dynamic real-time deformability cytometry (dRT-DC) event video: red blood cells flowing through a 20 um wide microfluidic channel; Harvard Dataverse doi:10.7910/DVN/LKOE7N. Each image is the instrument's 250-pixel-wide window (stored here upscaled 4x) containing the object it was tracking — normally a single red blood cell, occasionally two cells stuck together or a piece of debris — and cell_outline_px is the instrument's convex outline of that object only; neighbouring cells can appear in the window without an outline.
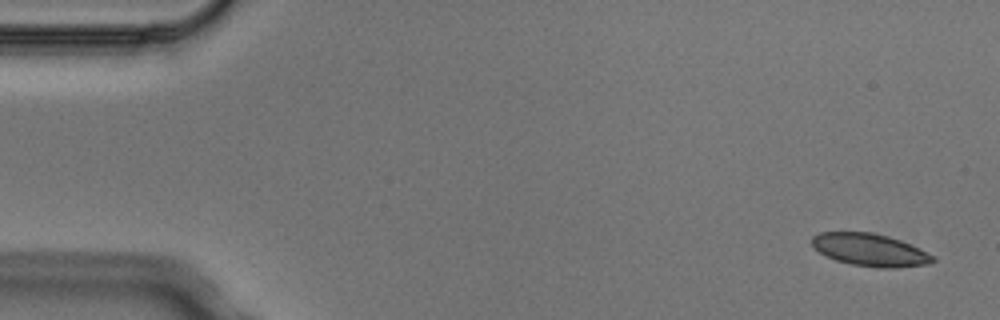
{"species": "Egyptian fruit bat (a non-hibernating species)", "species_latin": "Rousettus aegyptiacus", "temperature_condition": "cold", "stored_images_in_passage": 5, "segment_of_instrument_passage": [1, 2], "camera_frame_rate_fps": 3000, "um_per_image_px": 0.085, "animal": {"sex": "male"}, "frame": {"image": 1, "passage_image": 1, "time_ms": 0.0, "image_size_px": [1000, 320], "cell_outline_px": [[936, 260], [932, 264], [892, 268], [876, 268], [852, 264], [836, 260], [820, 252], [812, 244], [812, 236], [820, 232], [872, 232], [888, 236], [900, 240], [936, 256]], "centroid_in_image_um": [74.0, 21.24], "position_along_channel_um": 11.0, "area_um2": 22.89}}